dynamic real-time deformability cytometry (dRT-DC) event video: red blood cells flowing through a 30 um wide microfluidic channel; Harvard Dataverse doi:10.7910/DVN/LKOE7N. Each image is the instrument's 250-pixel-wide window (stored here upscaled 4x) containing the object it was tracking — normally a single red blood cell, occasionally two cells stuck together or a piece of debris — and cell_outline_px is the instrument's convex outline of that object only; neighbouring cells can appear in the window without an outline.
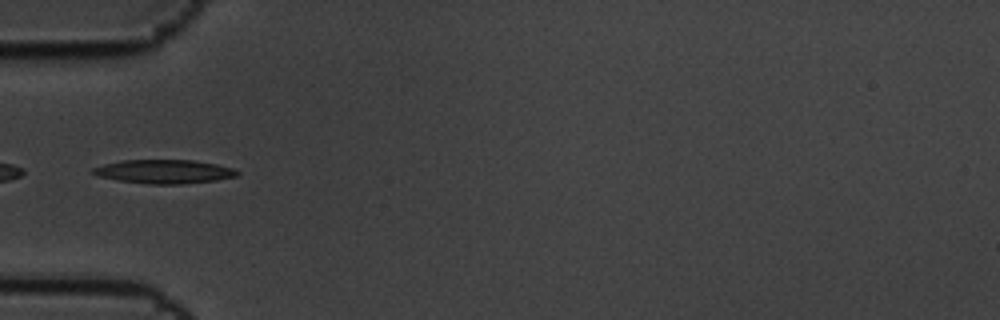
{"species": "common noctule bat (a hibernating species)", "species_latin": "Nyctalus noctula", "temperature_condition": "cold", "stored_images_in_passage": 10, "camera_frame_rate_fps": 3000, "um_per_image_px": 0.085, "animal": {"sex": "male", "body_mass_g": 19.5, "forearm_length_mm": 54.6}, "frame": {"image": 1, "passage_image": 6, "time_ms": 1.667, "image_size_px": [1000, 320], "cell_outline_px": [[240, 172], [236, 176], [216, 180], [180, 184], [148, 184], [120, 180], [100, 176], [88, 172], [92, 168], [104, 164], [120, 160], [192, 160], [216, 164], [232, 168]], "centroid_in_image_um": [13.92, 14.58], "position_along_channel_um": 71.1, "area_um2": 19.88}}
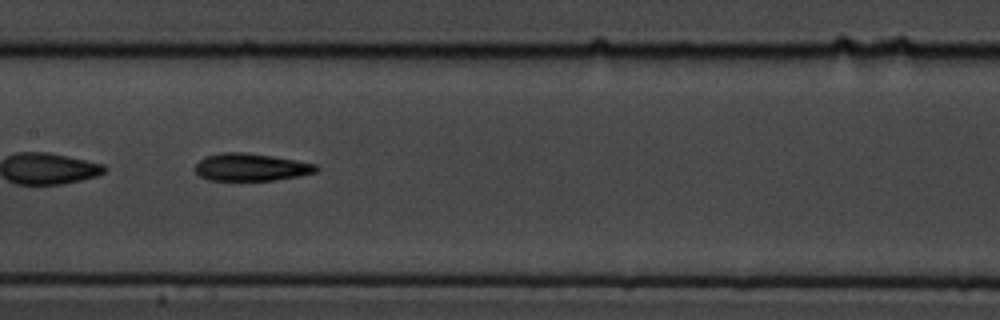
{"frame": {"image": 2, "passage_image": 9, "time_ms": 2.667, "image_size_px": [1000, 320], "cell_outline_px": [[320, 168], [316, 172], [300, 176], [276, 180], [208, 180], [200, 176], [196, 172], [196, 164], [200, 160], [208, 156], [224, 152], [244, 152], [272, 156], [296, 160], [316, 164]], "centroid_in_image_um": [21.38, 14.21], "position_along_channel_um": 186.0, "area_um2": 19.31}}
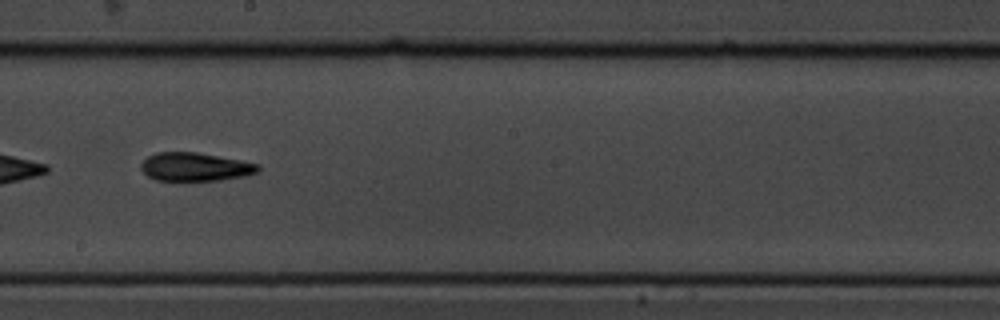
{"frame": {"image": 3, "passage_image": 10, "time_ms": 3.0, "image_size_px": [1000, 320], "cell_outline_px": [[260, 168], [256, 172], [244, 176], [220, 180], [156, 180], [148, 176], [140, 168], [140, 164], [148, 156], [156, 152], [196, 152], [240, 160], [260, 164]], "centroid_in_image_um": [16.57, 14.17], "position_along_channel_um": 231.6, "area_um2": 19.25}}